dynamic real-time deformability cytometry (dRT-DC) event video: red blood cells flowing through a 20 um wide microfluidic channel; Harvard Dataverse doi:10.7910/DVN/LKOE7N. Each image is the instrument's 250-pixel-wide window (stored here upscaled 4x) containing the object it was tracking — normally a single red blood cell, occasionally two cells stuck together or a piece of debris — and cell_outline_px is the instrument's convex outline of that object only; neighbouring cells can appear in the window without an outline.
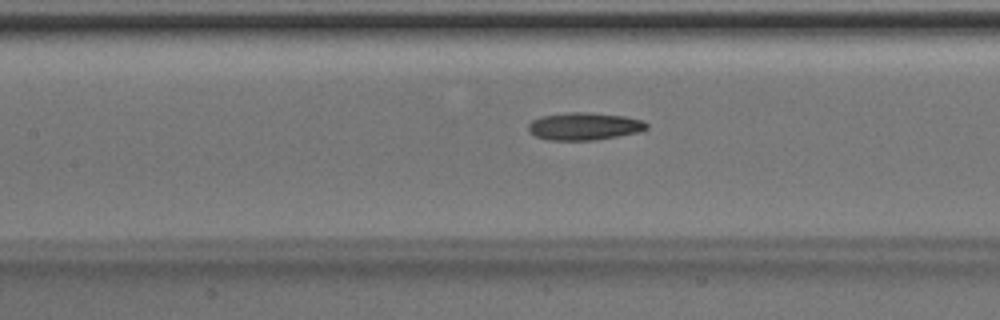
{"species": "Egyptian fruit bat (a non-hibernating species)", "species_latin": "Rousettus aegyptiacus", "temperature_condition": "room temperature", "stored_images_in_passage": 31, "camera_frame_rate_fps": 3000, "um_per_image_px": 0.085, "animal": {"sex": "male"}, "frame": {"image": 1, "passage_image": 13, "time_ms": 4.0, "image_size_px": [1000, 320], "cell_outline_px": [[648, 128], [640, 132], [596, 140], [548, 140], [536, 136], [528, 132], [528, 124], [532, 120], [540, 116], [568, 112], [588, 112], [624, 116], [644, 120], [648, 124]], "centroid_in_image_um": [49.66, 10.73], "position_along_channel_um": 157.7, "area_um2": 19.19}}
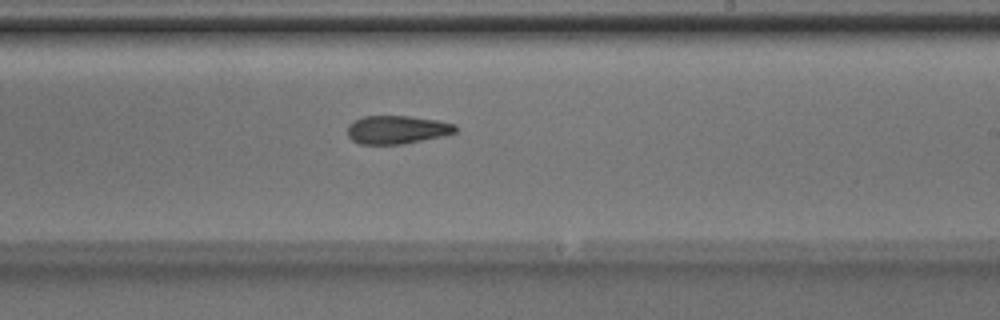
{"frame": {"image": 2, "passage_image": 20, "time_ms": 6.333, "image_size_px": [1000, 320], "cell_outline_px": [[456, 132], [440, 136], [404, 144], [360, 144], [352, 140], [348, 136], [348, 124], [352, 120], [364, 116], [408, 116], [436, 120], [456, 124]], "centroid_in_image_um": [33.7, 11.02], "position_along_channel_um": 255.3, "area_um2": 17.74}}
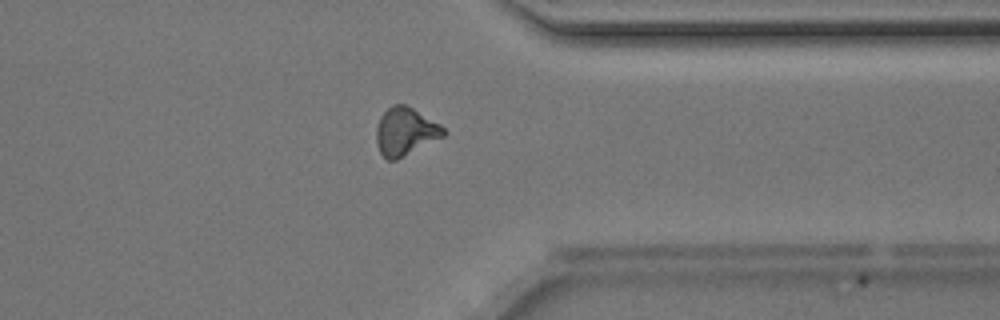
{"frame": {"image": 3, "passage_image": 29, "time_ms": 9.333, "image_size_px": [1000, 320], "cell_outline_px": [[448, 132], [444, 136], [396, 160], [388, 160], [380, 152], [376, 144], [376, 128], [380, 116], [392, 104], [404, 104], [412, 108], [440, 124]], "centroid_in_image_um": [34.44, 11.18], "position_along_channel_um": 377.0, "area_um2": 18.67}}